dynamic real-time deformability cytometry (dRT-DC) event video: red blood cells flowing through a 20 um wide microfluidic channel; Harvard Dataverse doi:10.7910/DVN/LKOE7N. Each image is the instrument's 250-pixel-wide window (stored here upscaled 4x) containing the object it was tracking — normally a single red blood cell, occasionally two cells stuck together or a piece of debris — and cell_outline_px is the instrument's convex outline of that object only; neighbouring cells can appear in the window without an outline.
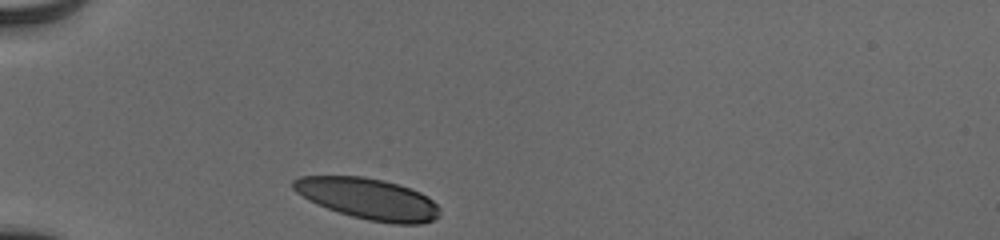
{"species": "human", "species_latin": "Homo sapiens", "temperature_condition": "cold", "stored_images_in_passage": 30, "camera_frame_rate_fps": 3000, "um_per_image_px": 0.085, "donor": {"sex": "male"}, "frame": {"image": 1, "passage_image": 1, "time_ms": 0.0, "image_size_px": [1000, 240], "cell_outline_px": [[440, 216], [436, 220], [420, 224], [392, 224], [368, 220], [352, 216], [316, 204], [308, 200], [296, 192], [292, 188], [292, 180], [300, 176], [364, 176], [384, 180], [420, 192], [428, 196], [440, 208]], "centroid_in_image_um": [31.31, 16.9], "position_along_channel_um": 53.7, "area_um2": 35.26}}
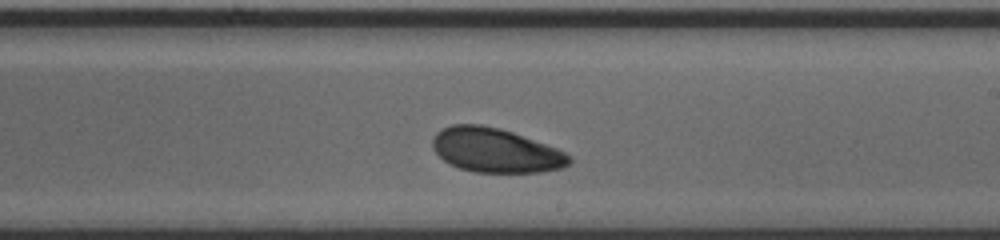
{"frame": {"image": 2, "passage_image": 18, "time_ms": 5.667, "image_size_px": [1000, 240], "cell_outline_px": [[572, 160], [564, 168], [540, 172], [472, 172], [460, 168], [444, 160], [432, 148], [432, 136], [440, 128], [452, 124], [480, 124], [500, 128], [512, 132], [556, 148], [564, 152]], "centroid_in_image_um": [42.08, 12.77], "position_along_channel_um": 246.9, "area_um2": 35.2}}
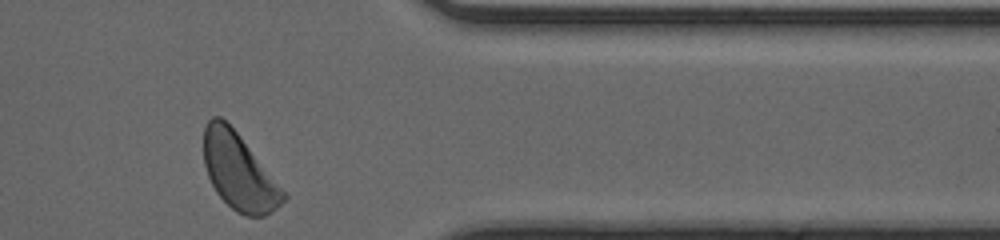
{"frame": {"image": 3, "passage_image": 30, "time_ms": 9.667, "image_size_px": [1000, 240], "cell_outline_px": [[288, 196], [276, 208], [264, 216], [244, 216], [236, 212], [216, 192], [208, 176], [204, 164], [204, 128], [208, 120], [212, 116], [220, 116], [236, 132]], "centroid_in_image_um": [20.28, 14.61], "position_along_channel_um": 391.1, "area_um2": 34.56}, "authors_computed_cell_mechanics": {"area_um2": 35.7204, "velocity_mm_per_s": 3.8387, "shape_relaxation_time_tau1_ms": 2.7055, "shape_relaxation_time_tau2_ms": 7.8951, "deformation_change_tau1": 0.0854, "deformation_change_tau2": 0.1202}}